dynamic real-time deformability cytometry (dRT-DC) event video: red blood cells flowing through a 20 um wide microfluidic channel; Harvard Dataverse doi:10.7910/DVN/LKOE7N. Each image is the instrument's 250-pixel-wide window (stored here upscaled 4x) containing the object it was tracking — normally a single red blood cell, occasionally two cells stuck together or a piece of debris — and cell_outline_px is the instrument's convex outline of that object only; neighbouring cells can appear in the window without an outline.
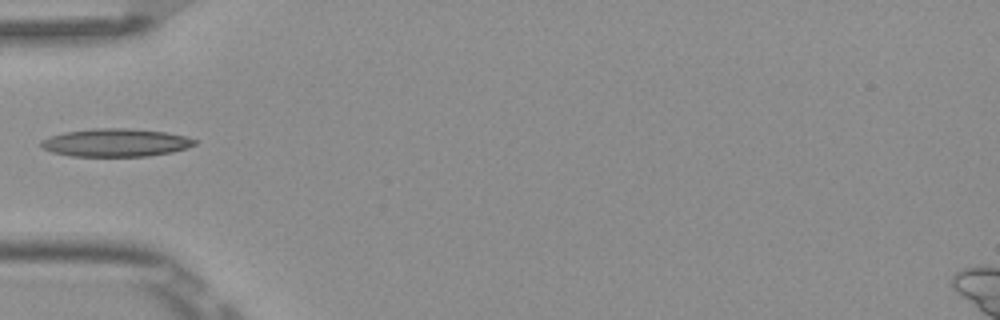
{"species": "Egyptian fruit bat (a non-hibernating species)", "species_latin": "Rousettus aegyptiacus", "temperature_condition": "room temperature", "stored_images_in_passage": 1, "camera_frame_rate_fps": 3000, "um_per_image_px": 0.085, "frame": {"image": 1, "passage_image": 1, "time_ms": 0.0, "image_size_px": [1000, 320], "cell_outline_px": [[196, 144], [188, 148], [172, 152], [148, 156], [72, 156], [52, 152], [44, 148], [40, 144], [40, 140], [64, 132], [92, 128], [128, 128], [164, 132], [184, 136], [196, 140]], "centroid_in_image_um": [9.84, 12.12], "position_along_channel_um": 75.2, "area_um2": 24.97}}